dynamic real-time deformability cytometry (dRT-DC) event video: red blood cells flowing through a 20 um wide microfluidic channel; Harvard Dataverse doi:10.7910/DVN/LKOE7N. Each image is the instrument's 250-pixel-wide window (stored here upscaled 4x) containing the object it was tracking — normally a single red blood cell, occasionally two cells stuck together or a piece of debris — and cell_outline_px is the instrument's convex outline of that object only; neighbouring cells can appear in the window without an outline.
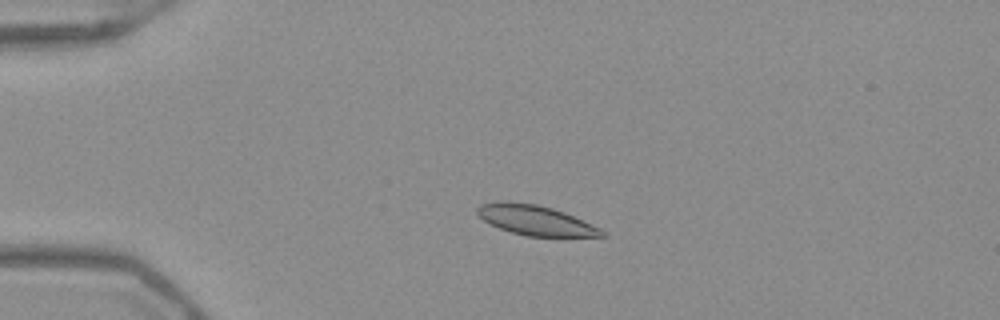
{"species": "Egyptian fruit bat (a non-hibernating species)", "species_latin": "Rousettus aegyptiacus", "temperature_condition": "warm", "stored_images_in_passage": 52, "camera_frame_rate_fps": 3000, "um_per_image_px": 0.085, "frame": {"image": 1, "passage_image": 12, "time_ms": 3.667, "image_size_px": [1000, 320], "cell_outline_px": [[608, 236], [528, 236], [512, 232], [500, 228], [484, 220], [476, 212], [476, 208], [480, 204], [496, 200], [504, 200], [536, 204], [552, 208], [564, 212], [600, 228], [608, 232]], "centroid_in_image_um": [45.5, 18.7], "position_along_channel_um": 39.5, "area_um2": 21.68}}
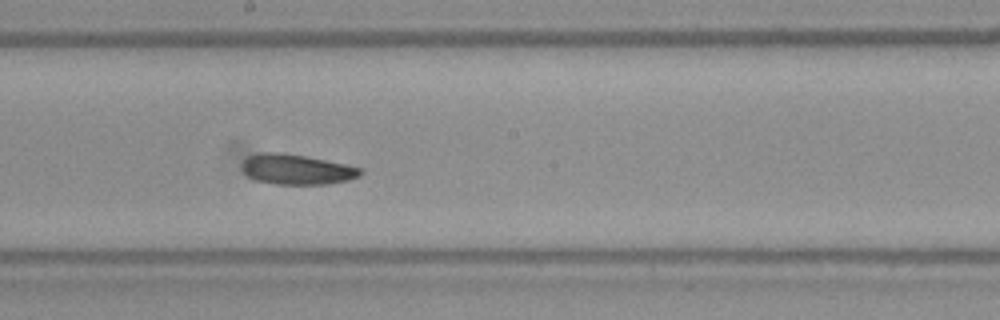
{"frame": {"image": 2, "passage_image": 29, "time_ms": 9.333, "image_size_px": [1000, 320], "cell_outline_px": [[364, 172], [360, 176], [348, 180], [328, 184], [276, 184], [256, 180], [248, 176], [240, 168], [240, 164], [248, 156], [260, 152], [284, 152], [348, 164], [360, 168]], "centroid_in_image_um": [25.21, 14.39], "position_along_channel_um": 223.0, "area_um2": 21.1}}
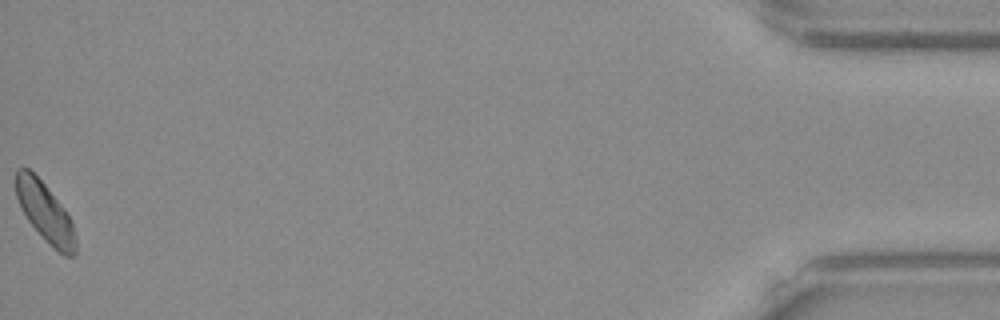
{"frame": {"image": 3, "passage_image": 52, "time_ms": 17.0, "image_size_px": [1000, 320], "cell_outline_px": [[76, 256], [64, 256], [52, 248], [28, 220], [20, 208], [16, 196], [16, 168], [28, 168], [44, 184], [64, 208], [72, 220], [76, 240]], "centroid_in_image_um": [3.85, 18.08], "position_along_channel_um": 431.3, "area_um2": 20.58}, "authors_computed_cell_mechanics": {"area_um2": 21.5305, "velocity_mm_per_s": 3.9251, "shape_relaxation_time_tau1_ms": 4.9427, "shape_relaxation_time_tau2_ms": 4.1788, "deformation_change_tau1": 0.0922, "deformation_change_tau2": 0.0913}}